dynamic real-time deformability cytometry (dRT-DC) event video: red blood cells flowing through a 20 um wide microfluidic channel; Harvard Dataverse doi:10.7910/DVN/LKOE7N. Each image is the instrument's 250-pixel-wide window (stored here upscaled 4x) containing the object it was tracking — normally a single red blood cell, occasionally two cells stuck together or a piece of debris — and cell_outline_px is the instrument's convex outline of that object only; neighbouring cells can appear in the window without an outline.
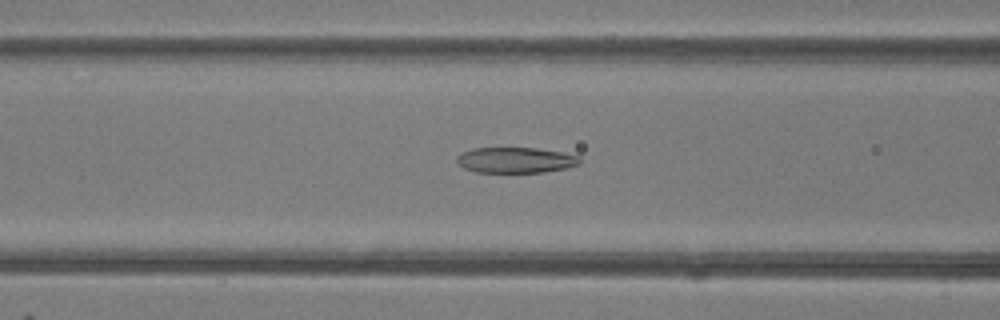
{"species": "common noctule bat (a hibernating species)", "species_latin": "Nyctalus noctula", "temperature_condition": "room temperature", "stored_images_in_passage": 34, "camera_frame_rate_fps": 3000, "um_per_image_px": 0.085, "animal": {"sex": "female"}, "frame": {"image": 1, "passage_image": 9, "time_ms": 2.667, "image_size_px": [1000, 320], "cell_outline_px": [[580, 164], [568, 168], [544, 172], [476, 172], [464, 168], [456, 160], [456, 156], [460, 152], [472, 148], [536, 148], [560, 152], [580, 156]], "centroid_in_image_um": [43.82, 13.6], "position_along_channel_um": 122.8, "area_um2": 18.44}}
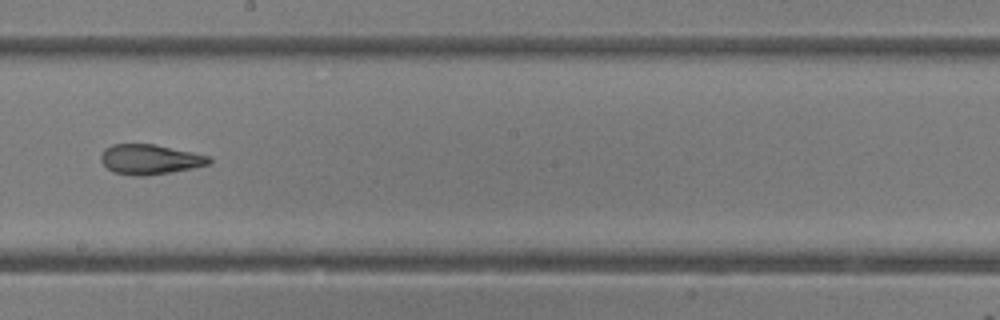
{"frame": {"image": 2, "passage_image": 17, "time_ms": 5.333, "image_size_px": [1000, 320], "cell_outline_px": [[212, 160], [208, 164], [192, 168], [172, 172], [144, 176], [132, 176], [112, 172], [100, 160], [100, 156], [104, 148], [112, 144], [156, 144], [192, 152], [208, 156]], "centroid_in_image_um": [12.7, 13.55], "position_along_channel_um": 235.5, "area_um2": 18.96}}
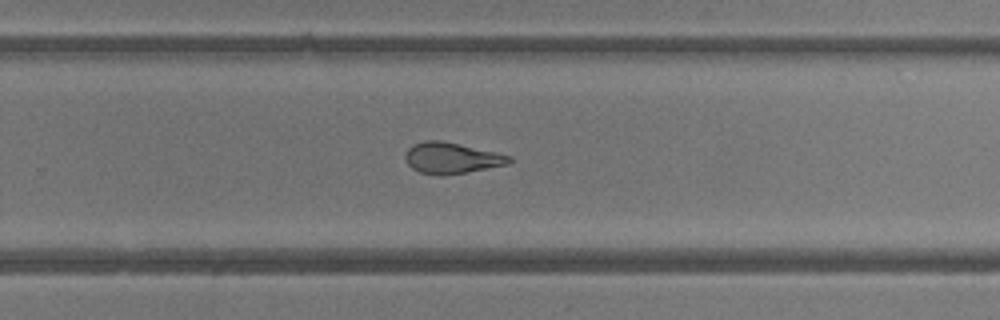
{"frame": {"image": 3, "passage_image": 21, "time_ms": 6.667, "image_size_px": [1000, 320], "cell_outline_px": [[512, 160], [508, 164], [464, 172], [440, 176], [420, 172], [412, 168], [408, 164], [404, 156], [408, 148], [412, 144], [424, 140], [440, 140], [460, 144], [496, 152], [512, 156]], "centroid_in_image_um": [38.35, 13.42], "position_along_channel_um": 291.4, "area_um2": 18.73}, "authors_computed_cell_mechanics": {"area_um2": 19.652, "velocity_mm_per_s": 4.2192, "shape_relaxation_time_tau1_ms": null, "shape_relaxation_time_tau2_ms": 2.643, "deformation_change_tau1": null, "deformation_change_tau2": 0.1076}}